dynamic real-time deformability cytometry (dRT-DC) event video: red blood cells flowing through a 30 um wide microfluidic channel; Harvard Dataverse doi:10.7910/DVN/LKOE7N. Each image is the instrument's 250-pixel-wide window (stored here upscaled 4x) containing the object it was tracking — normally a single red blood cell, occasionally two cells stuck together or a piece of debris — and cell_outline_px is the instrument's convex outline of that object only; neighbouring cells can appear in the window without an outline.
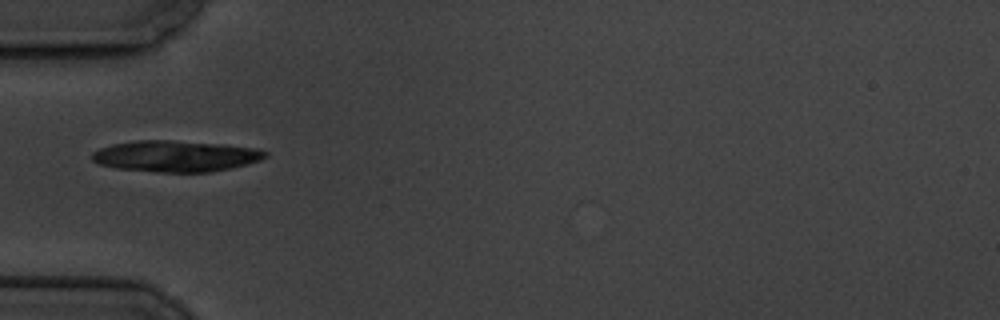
{"species": "common noctule bat (a hibernating species)", "species_latin": "Nyctalus noctula", "temperature_condition": "cold", "stored_images_in_passage": 40, "camera_frame_rate_fps": 3000, "um_per_image_px": 0.085, "animal": {"sex": "male", "body_mass_g": 19.5, "forearm_length_mm": 54.6}, "frame": {"image": 1, "passage_image": 1, "time_ms": 0.0, "image_size_px": [1000, 320], "cell_outline_px": [[268, 156], [260, 160], [248, 164], [232, 168], [212, 172], [156, 172], [116, 168], [100, 164], [92, 160], [92, 152], [100, 148], [112, 144], [136, 140], [172, 140], [224, 144], [256, 148], [268, 152]], "centroid_in_image_um": [14.96, 13.27], "position_along_channel_um": 70.0, "area_um2": 31.73}}
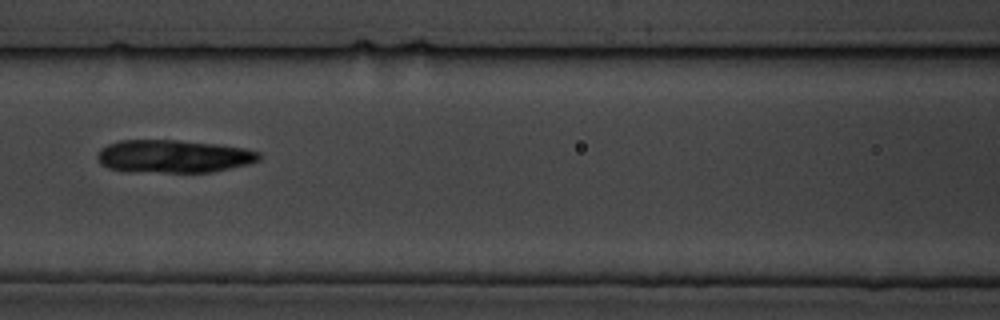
{"frame": {"image": 2, "passage_image": 8, "time_ms": 2.333, "image_size_px": [1000, 320], "cell_outline_px": [[260, 160], [248, 164], [212, 172], [168, 172], [108, 168], [100, 164], [96, 156], [100, 148], [108, 144], [120, 140], [180, 140], [216, 144], [244, 148], [260, 152]], "centroid_in_image_um": [14.77, 13.27], "position_along_channel_um": 151.8, "area_um2": 30.69}}
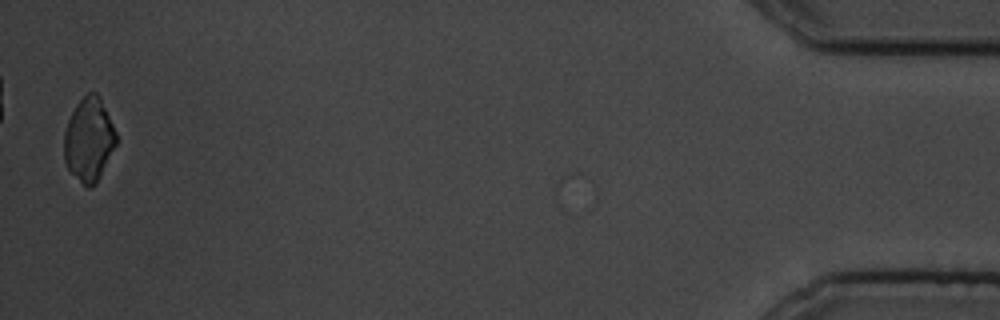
{"frame": {"image": 3, "passage_image": 39, "time_ms": 12.667, "image_size_px": [1000, 320], "cell_outline_px": [[116, 144], [96, 184], [88, 188], [68, 168], [64, 160], [64, 132], [68, 120], [76, 104], [88, 92], [96, 92], [100, 96], [116, 132]], "centroid_in_image_um": [7.55, 11.84], "position_along_channel_um": 427.6, "area_um2": 25.09}, "authors_computed_cell_mechanics": {"area_um2": 29.7381, "velocity_mm_per_s": 3.5053, "shape_relaxation_time_tau1_ms": 3.7169, "shape_relaxation_time_tau2_ms": 4.9648, "deformation_change_tau1": 0.132, "deformation_change_tau2": 0.111}}